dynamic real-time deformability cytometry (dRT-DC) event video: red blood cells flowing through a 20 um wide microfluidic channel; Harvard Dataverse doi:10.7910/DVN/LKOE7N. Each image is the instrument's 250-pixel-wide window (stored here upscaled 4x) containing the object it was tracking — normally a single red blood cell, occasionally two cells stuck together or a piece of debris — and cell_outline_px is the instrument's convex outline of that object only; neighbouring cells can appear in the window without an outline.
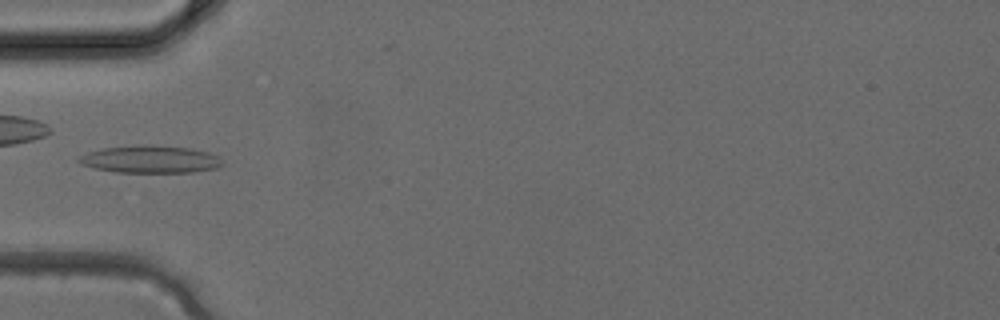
{"species": "common noctule bat (a hibernating species)", "species_latin": "Nyctalus noctula", "temperature_condition": "cold", "stored_images_in_passage": 4, "camera_frame_rate_fps": 3000, "um_per_image_px": 0.085, "animal": {"sex": "female", "body_mass_g": 24.6, "forearm_length_mm": 56.2}, "frame": {"image": 1, "passage_image": 4, "time_ms": 1.0, "image_size_px": [1000, 320], "cell_outline_px": [[220, 164], [216, 168], [192, 172], [116, 172], [96, 168], [80, 164], [76, 160], [80, 156], [88, 152], [100, 148], [136, 144], [140, 144], [192, 148], [208, 152], [220, 156]], "centroid_in_image_um": [12.73, 13.52], "position_along_channel_um": 72.3, "area_um2": 23.0}}